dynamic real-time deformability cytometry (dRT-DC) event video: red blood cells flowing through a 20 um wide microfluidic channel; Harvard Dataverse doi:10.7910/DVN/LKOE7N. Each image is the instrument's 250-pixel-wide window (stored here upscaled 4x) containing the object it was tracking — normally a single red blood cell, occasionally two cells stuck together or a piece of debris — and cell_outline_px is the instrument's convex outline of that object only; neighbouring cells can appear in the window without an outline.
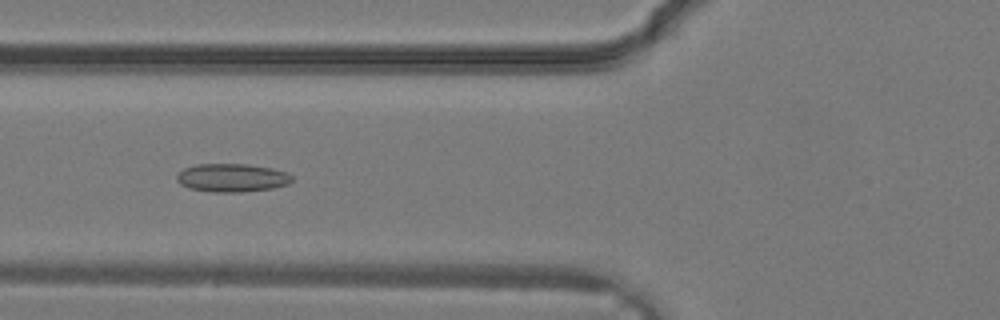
{"species": "common noctule bat (a hibernating species)", "species_latin": "Nyctalus noctula", "temperature_condition": "warm", "stored_images_in_passage": 28, "camera_frame_rate_fps": 3000, "um_per_image_px": 0.085, "animal": {"sex": "male", "body_mass_g": 19.2, "forearm_length_mm": 51.8}, "frame": {"image": 1, "passage_image": 8, "time_ms": 2.333, "image_size_px": [1000, 320], "cell_outline_px": [[292, 180], [288, 184], [272, 188], [240, 192], [212, 192], [188, 188], [180, 184], [176, 180], [176, 176], [184, 168], [196, 164], [248, 164], [272, 168], [288, 172], [292, 176]], "centroid_in_image_um": [19.71, 15.11], "position_along_channel_um": 106.1, "area_um2": 19.07}}
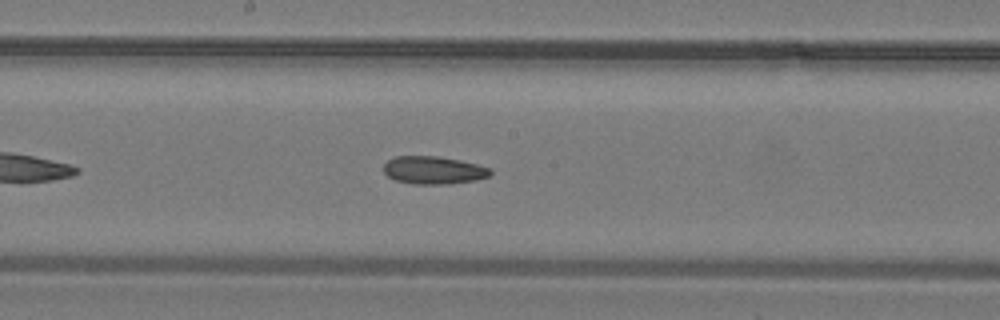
{"frame": {"image": 2, "passage_image": 13, "time_ms": 4.0, "image_size_px": [1000, 320], "cell_outline_px": [[492, 172], [488, 176], [476, 180], [448, 184], [416, 184], [396, 180], [388, 176], [384, 172], [384, 164], [388, 160], [396, 156], [436, 156], [460, 160], [492, 168]], "centroid_in_image_um": [36.86, 14.46], "position_along_channel_um": 211.3, "area_um2": 17.22}}
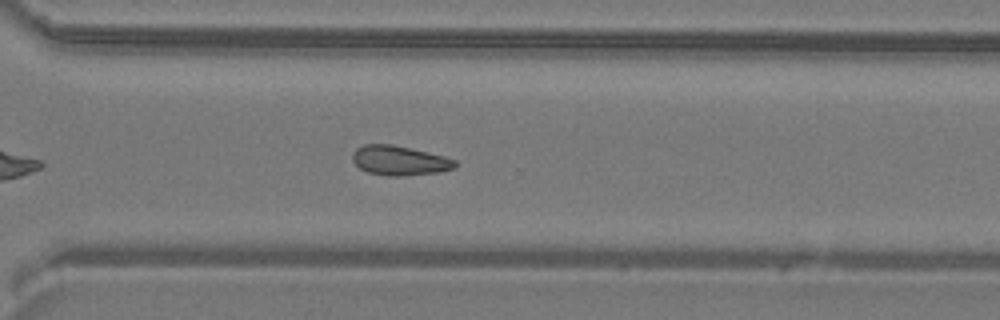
{"frame": {"image": 3, "passage_image": 19, "time_ms": 6.0, "image_size_px": [1000, 320], "cell_outline_px": [[456, 168], [440, 172], [404, 176], [388, 176], [368, 172], [360, 168], [352, 160], [352, 152], [356, 148], [364, 144], [392, 144], [428, 152], [444, 156], [456, 160]], "centroid_in_image_um": [33.96, 13.64], "position_along_channel_um": 336.6, "area_um2": 17.8}}